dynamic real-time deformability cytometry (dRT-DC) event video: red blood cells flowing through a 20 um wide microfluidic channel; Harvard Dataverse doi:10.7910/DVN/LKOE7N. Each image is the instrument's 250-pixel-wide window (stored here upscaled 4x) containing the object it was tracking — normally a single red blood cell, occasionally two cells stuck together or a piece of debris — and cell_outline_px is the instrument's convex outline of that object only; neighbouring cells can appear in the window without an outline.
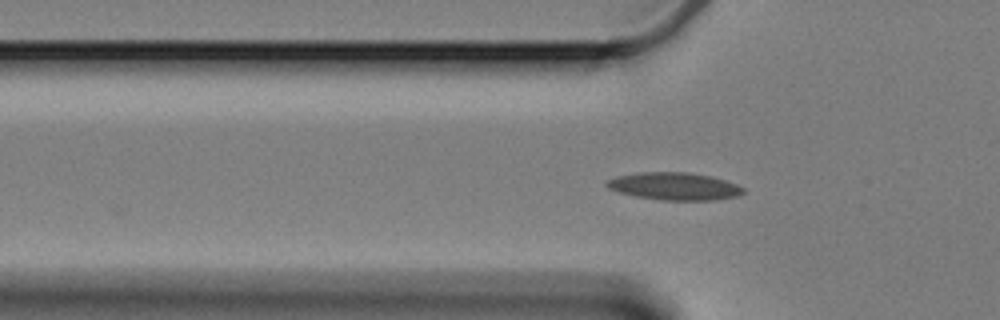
{"species": "Egyptian fruit bat (a non-hibernating species)", "species_latin": "Rousettus aegyptiacus", "temperature_condition": "cold", "stored_images_in_passage": 23, "camera_frame_rate_fps": 3000, "um_per_image_px": 0.085, "animal": {"sex": "female"}, "frame": {"image": 1, "passage_image": 4, "time_ms": 1.0, "image_size_px": [1000, 320], "cell_outline_px": [[744, 192], [740, 196], [716, 200], [660, 200], [636, 196], [616, 192], [608, 188], [604, 184], [608, 180], [616, 176], [636, 172], [688, 172], [712, 176], [736, 184], [744, 188]], "centroid_in_image_um": [57.31, 15.83], "position_along_channel_um": 68.5, "area_um2": 22.14}}
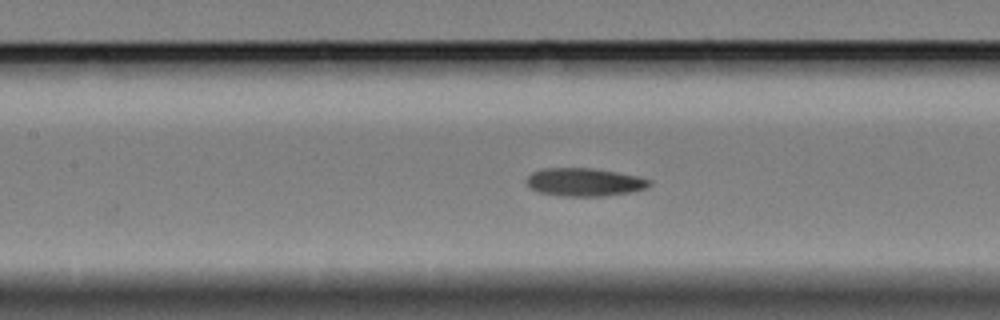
{"frame": {"image": 2, "passage_image": 12, "time_ms": 3.667, "image_size_px": [1000, 320], "cell_outline_px": [[652, 184], [644, 188], [632, 192], [604, 196], [560, 196], [540, 192], [528, 188], [528, 176], [532, 172], [544, 168], [592, 168], [616, 172], [636, 176], [652, 180]], "centroid_in_image_um": [49.68, 15.48], "position_along_channel_um": 157.7, "area_um2": 20.06}}
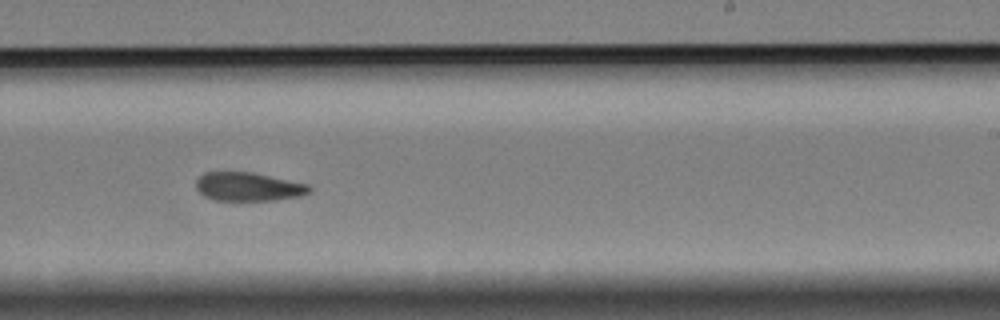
{"frame": {"image": 3, "passage_image": 22, "time_ms": 7.0, "image_size_px": [1000, 320], "cell_outline_px": [[312, 192], [300, 196], [276, 200], [212, 200], [204, 196], [196, 188], [196, 180], [204, 172], [252, 172], [308, 184], [312, 188]], "centroid_in_image_um": [21.12, 15.87], "position_along_channel_um": 267.9, "area_um2": 18.96}}